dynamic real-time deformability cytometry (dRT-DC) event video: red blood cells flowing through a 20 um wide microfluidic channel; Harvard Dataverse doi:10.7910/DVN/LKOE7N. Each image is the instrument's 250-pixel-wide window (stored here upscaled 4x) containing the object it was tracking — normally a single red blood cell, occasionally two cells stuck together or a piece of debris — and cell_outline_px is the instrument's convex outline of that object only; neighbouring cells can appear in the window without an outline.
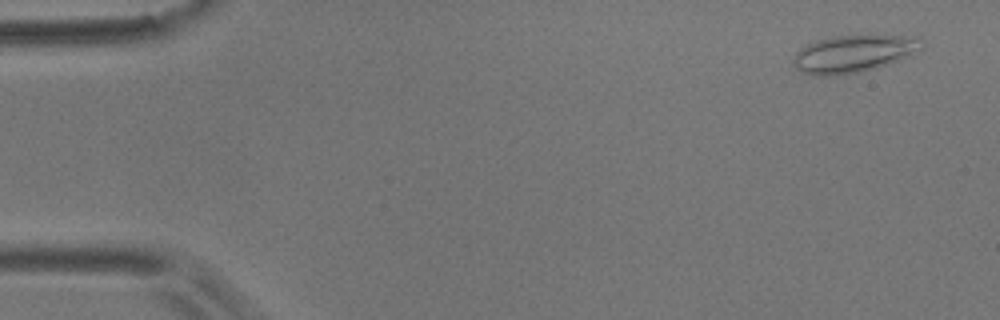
{"species": "common noctule bat (a hibernating species)", "species_latin": "Nyctalus noctula", "temperature_condition": "room temperature", "stored_images_in_passage": 14, "camera_frame_rate_fps": 3000, "um_per_image_px": 0.085, "animal": {"sex": "male", "body_mass_g": 17.9}, "frame": {"image": 1, "passage_image": 1, "time_ms": 0.0, "image_size_px": [1000, 320], "cell_outline_px": [[924, 48], [896, 60], [876, 68], [856, 72], [832, 76], [816, 76], [800, 72], [792, 64], [792, 60], [796, 52], [800, 48], [816, 40], [832, 36], [920, 36], [924, 40]], "centroid_in_image_um": [72.51, 4.56], "position_along_channel_um": 12.5, "area_um2": 27.86}}
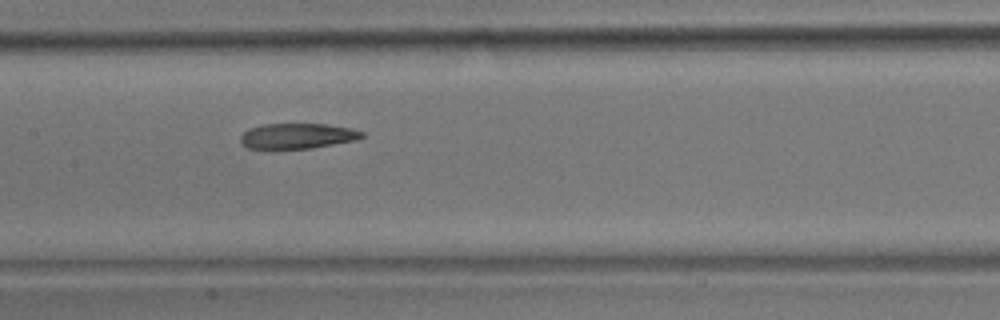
{"frame": {"image": 2, "passage_image": 7, "time_ms": 2.0, "image_size_px": [1000, 320], "cell_outline_px": [[364, 136], [356, 140], [312, 148], [272, 152], [248, 148], [240, 144], [240, 136], [248, 128], [264, 124], [324, 124], [352, 128], [364, 132]], "centroid_in_image_um": [25.19, 11.61], "position_along_channel_um": 182.2, "area_um2": 18.84}}
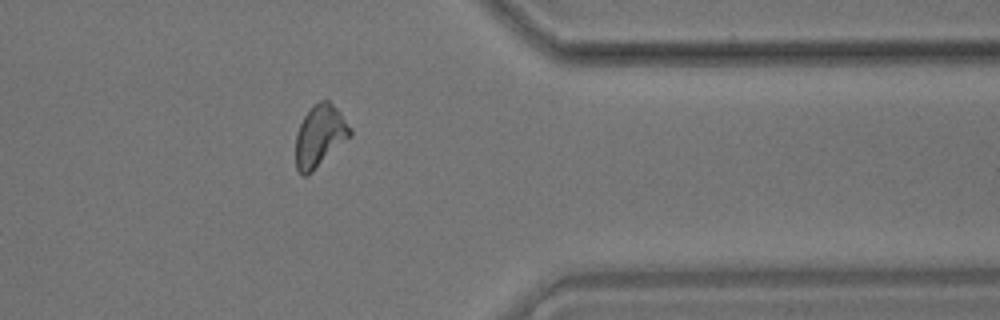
{"frame": {"image": 3, "passage_image": 12, "time_ms": 3.667, "image_size_px": [1000, 320], "cell_outline_px": [[352, 136], [308, 176], [304, 176], [296, 168], [296, 136], [300, 124], [304, 116], [312, 104], [320, 100], [328, 100], [340, 112], [352, 128]], "centroid_in_image_um": [27.2, 11.55], "position_along_channel_um": 384.2, "area_um2": 19.77}}